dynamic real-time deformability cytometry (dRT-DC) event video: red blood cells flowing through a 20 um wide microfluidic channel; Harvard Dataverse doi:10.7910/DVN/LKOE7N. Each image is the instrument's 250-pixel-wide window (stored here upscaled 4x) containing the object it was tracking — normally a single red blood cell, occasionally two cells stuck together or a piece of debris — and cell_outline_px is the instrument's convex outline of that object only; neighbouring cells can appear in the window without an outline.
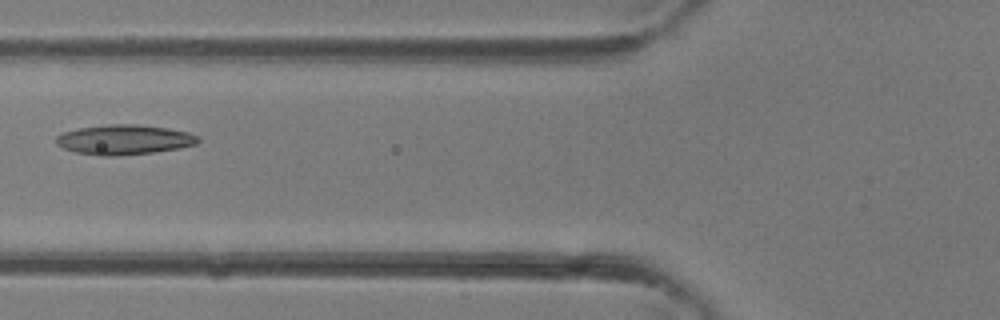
{"species": "common noctule bat (a hibernating species)", "species_latin": "Nyctalus noctula", "temperature_condition": "room temperature", "stored_images_in_passage": 5, "camera_frame_rate_fps": 3000, "um_per_image_px": 0.085, "animal": {"sex": "female"}, "frame": {"image": 1, "passage_image": 5, "time_ms": 1.333, "image_size_px": [1000, 320], "cell_outline_px": [[200, 140], [196, 144], [180, 148], [152, 152], [120, 156], [100, 156], [76, 152], [64, 148], [56, 144], [56, 136], [64, 132], [80, 128], [108, 124], [136, 124], [168, 128], [188, 132], [200, 136]], "centroid_in_image_um": [10.58, 11.87], "position_along_channel_um": 115.2, "area_um2": 24.74}}